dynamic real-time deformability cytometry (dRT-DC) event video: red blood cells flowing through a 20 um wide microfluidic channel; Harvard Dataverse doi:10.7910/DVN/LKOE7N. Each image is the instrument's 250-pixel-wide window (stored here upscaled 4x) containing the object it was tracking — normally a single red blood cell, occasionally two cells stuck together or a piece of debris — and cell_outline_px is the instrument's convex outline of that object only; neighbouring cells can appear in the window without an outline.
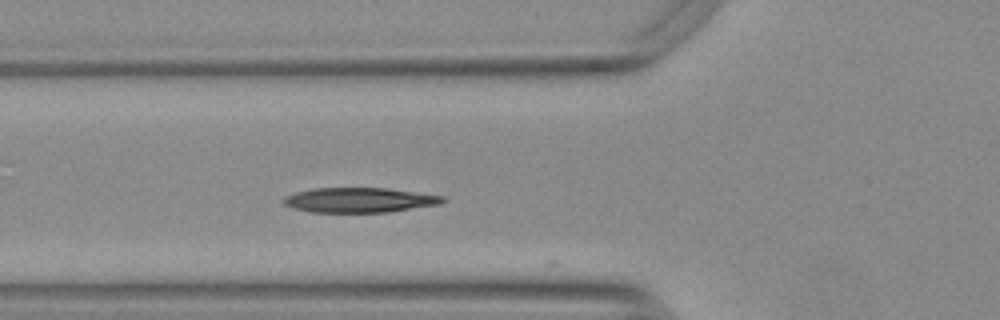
{"species": "Egyptian fruit bat (a non-hibernating species)", "species_latin": "Rousettus aegyptiacus", "temperature_condition": "warm", "stored_images_in_passage": 6, "camera_frame_rate_fps": 3000, "um_per_image_px": 0.085, "animal": {"sex": "female"}, "frame": {"image": 1, "passage_image": 2, "time_ms": 0.333, "image_size_px": [1000, 320], "cell_outline_px": [[448, 200], [440, 204], [388, 212], [312, 212], [292, 208], [284, 204], [280, 200], [284, 196], [296, 192], [312, 188], [384, 188], [444, 196]], "centroid_in_image_um": [30.51, 17.0], "position_along_channel_um": 95.3, "area_um2": 23.06}}
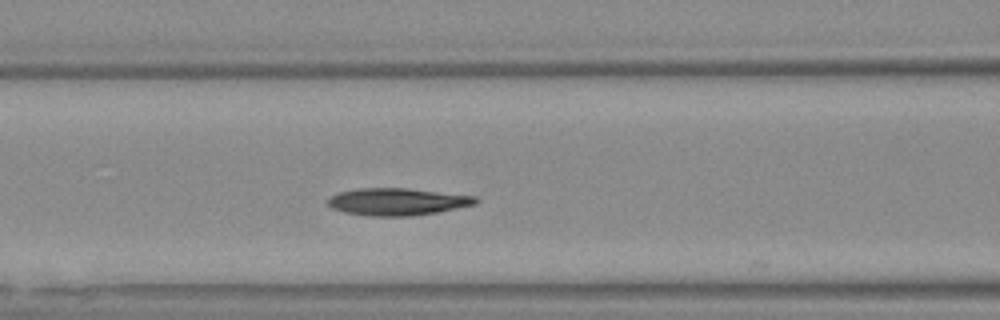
{"frame": {"image": 2, "passage_image": 5, "time_ms": 1.333, "image_size_px": [1000, 320], "cell_outline_px": [[480, 200], [476, 204], [436, 212], [412, 216], [368, 216], [344, 212], [332, 208], [328, 204], [328, 200], [332, 196], [340, 192], [356, 188], [408, 188], [476, 196]], "centroid_in_image_um": [33.79, 17.14], "position_along_channel_um": 132.8, "area_um2": 23.41}}